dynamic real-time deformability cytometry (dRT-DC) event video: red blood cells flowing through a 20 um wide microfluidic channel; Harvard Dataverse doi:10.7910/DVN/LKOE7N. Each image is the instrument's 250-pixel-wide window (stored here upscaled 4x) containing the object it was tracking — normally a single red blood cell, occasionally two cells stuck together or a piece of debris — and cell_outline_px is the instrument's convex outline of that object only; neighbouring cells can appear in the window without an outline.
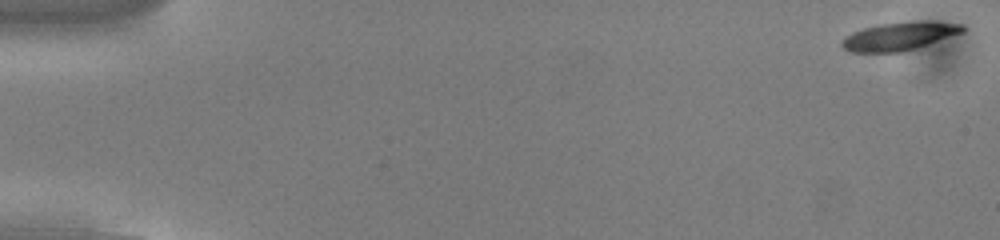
{"species": "common noctule bat (a hibernating species)", "species_latin": "Nyctalus noctula", "temperature_condition": "cold", "stored_images_in_passage": 53, "camera_frame_rate_fps": 3000, "um_per_image_px": 0.085, "animal": {"sex": "male", "body_mass_g": 13.0, "forearm_length_mm": 53.1}, "frame": {"image": 1, "passage_image": 1, "time_ms": 0.0, "image_size_px": [1000, 240], "cell_outline_px": [[964, 32], [916, 48], [900, 52], [848, 52], [840, 44], [840, 40], [852, 32], [864, 28], [880, 24], [916, 20], [928, 20], [964, 24]], "centroid_in_image_um": [76.45, 3.06], "position_along_channel_um": 8.5, "area_um2": 20.06}}
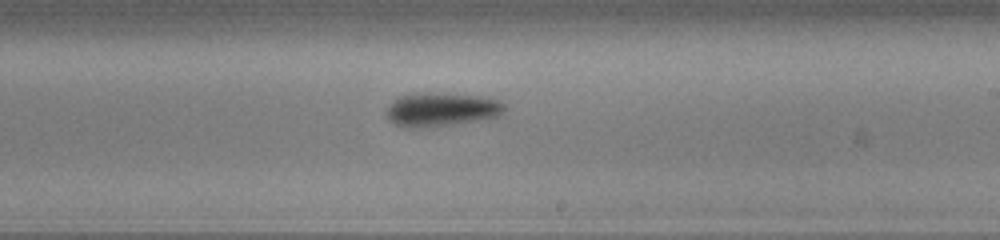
{"frame": {"image": 2, "passage_image": 32, "time_ms": 10.333, "image_size_px": [1000, 240], "cell_outline_px": [[504, 112], [496, 116], [484, 120], [432, 128], [404, 128], [388, 120], [384, 112], [400, 96], [424, 92], [428, 92], [480, 96], [500, 100], [504, 104]], "centroid_in_image_um": [37.52, 9.34], "position_along_channel_um": 251.5, "area_um2": 23.58}}
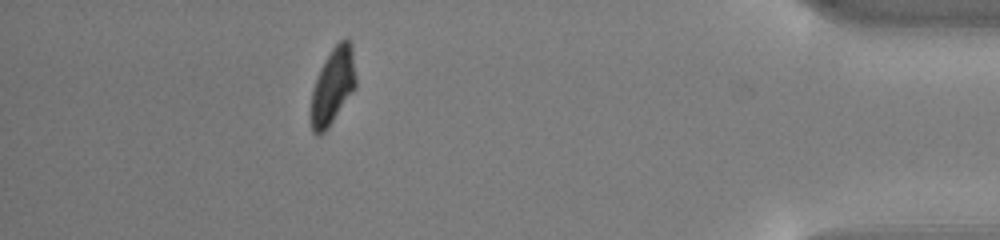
{"frame": {"image": 3, "passage_image": 48, "time_ms": 15.667, "image_size_px": [1000, 240], "cell_outline_px": [[356, 88], [328, 128], [320, 136], [316, 136], [312, 132], [312, 88], [320, 68], [324, 60], [332, 48], [340, 40], [348, 40], [352, 44], [356, 76]], "centroid_in_image_um": [28.31, 7.32], "position_along_channel_um": 406.9, "area_um2": 20.0}, "authors_computed_cell_mechanics": {"area_um2": 20.9814, "velocity_mm_per_s": 3.8291, "shape_relaxation_time_tau1_ms": 2.0571, "shape_relaxation_time_tau2_ms": 10.0956, "deformation_change_tau1": 0.1371, "deformation_change_tau2": 0.1856}}